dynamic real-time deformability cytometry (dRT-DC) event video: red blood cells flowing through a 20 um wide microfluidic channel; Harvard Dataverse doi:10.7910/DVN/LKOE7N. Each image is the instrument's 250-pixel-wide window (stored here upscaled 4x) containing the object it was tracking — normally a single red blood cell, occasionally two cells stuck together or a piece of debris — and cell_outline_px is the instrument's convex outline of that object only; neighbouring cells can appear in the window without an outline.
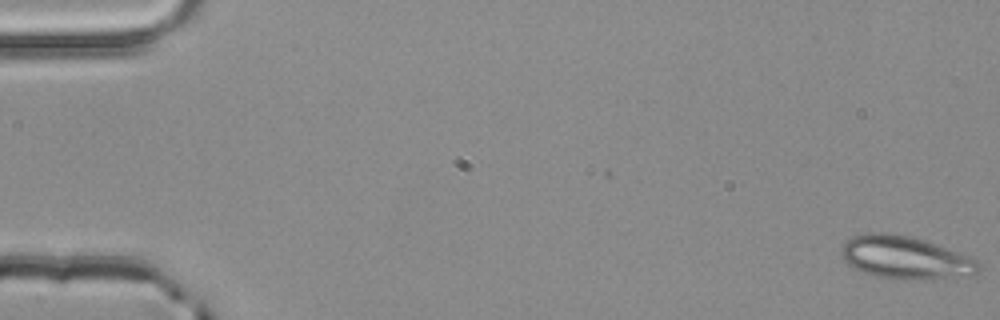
{"species": "common noctule bat (a hibernating species)", "species_latin": "Nyctalus noctula", "temperature_condition": "room temperature", "stored_images_in_passage": 5, "camera_frame_rate_fps": 3000, "um_per_image_px": 0.085, "animal": {"sex": "male", "body_mass_g": 20.4}, "frame": {"image": 1, "passage_image": 1, "time_ms": 0.0, "image_size_px": [1000, 320], "cell_outline_px": [[980, 268], [972, 276], [948, 280], [904, 280], [876, 276], [864, 272], [848, 264], [840, 256], [840, 248], [852, 236], [864, 232], [892, 232], [924, 240], [972, 256], [980, 264]], "centroid_in_image_um": [77.0, 21.91], "position_along_channel_um": 8.0, "area_um2": 35.14}}